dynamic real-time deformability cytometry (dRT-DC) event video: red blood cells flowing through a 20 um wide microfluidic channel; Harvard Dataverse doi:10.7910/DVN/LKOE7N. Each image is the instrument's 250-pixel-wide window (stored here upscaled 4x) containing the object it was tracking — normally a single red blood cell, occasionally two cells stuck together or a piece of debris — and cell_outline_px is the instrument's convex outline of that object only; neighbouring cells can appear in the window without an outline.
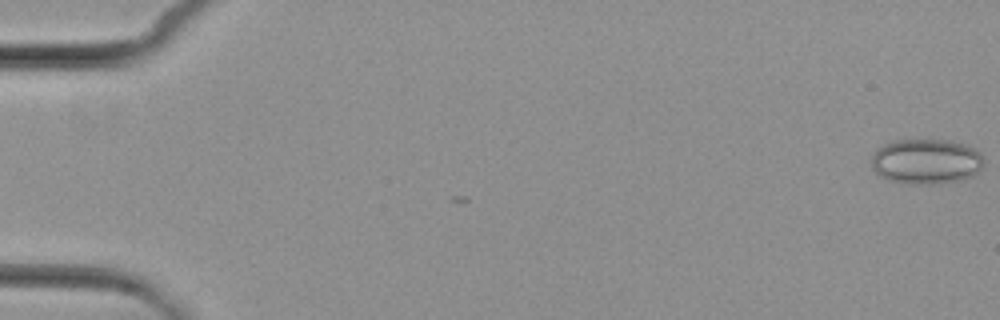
{"species": "common noctule bat (a hibernating species)", "species_latin": "Nyctalus noctula", "temperature_condition": "cold", "stored_images_in_passage": 2, "camera_frame_rate_fps": 3000, "um_per_image_px": 0.085, "animal": {"sex": "female", "body_mass_g": 29.2, "forearm_length_mm": 56.3}, "frame": {"image": 1, "passage_image": 1, "time_ms": 0.0, "image_size_px": [1000, 320], "cell_outline_px": [[984, 164], [972, 176], [964, 180], [932, 184], [908, 184], [888, 180], [880, 176], [872, 168], [872, 152], [876, 148], [884, 144], [896, 140], [948, 140], [964, 144], [980, 152], [984, 160]], "centroid_in_image_um": [78.71, 13.73], "position_along_channel_um": 6.3, "area_um2": 29.82}}